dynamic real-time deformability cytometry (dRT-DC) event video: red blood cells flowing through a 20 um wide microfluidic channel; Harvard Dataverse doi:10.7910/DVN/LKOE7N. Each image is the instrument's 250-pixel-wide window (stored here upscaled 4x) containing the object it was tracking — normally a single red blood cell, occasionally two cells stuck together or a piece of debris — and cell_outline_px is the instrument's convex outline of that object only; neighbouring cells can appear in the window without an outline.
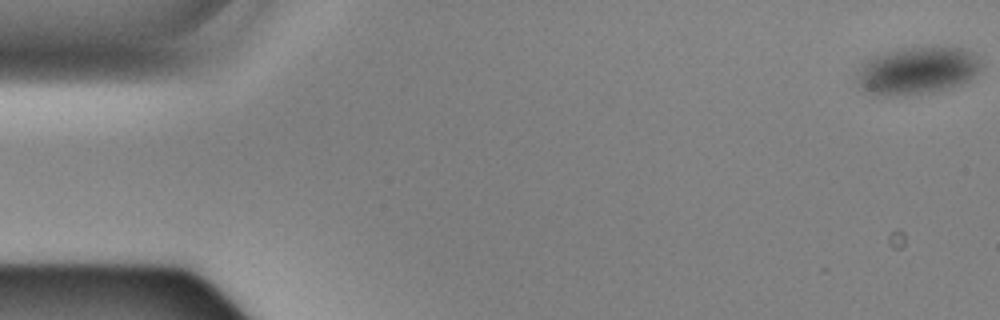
{"species": "Egyptian fruit bat (a non-hibernating species)", "species_latin": "Rousettus aegyptiacus", "temperature_condition": "cold", "stored_images_in_passage": 56, "camera_frame_rate_fps": 3000, "um_per_image_px": 0.085, "animal": {"sex": "male"}, "frame": {"image": 1, "passage_image": 1, "time_ms": 0.0, "image_size_px": [1000, 320], "cell_outline_px": [[980, 68], [968, 80], [956, 84], [940, 88], [916, 92], [868, 92], [860, 84], [860, 64], [864, 60], [884, 52], [904, 48], [964, 48], [976, 56], [980, 64]], "centroid_in_image_um": [77.98, 5.91], "position_along_channel_um": 7.0, "area_um2": 31.91}}
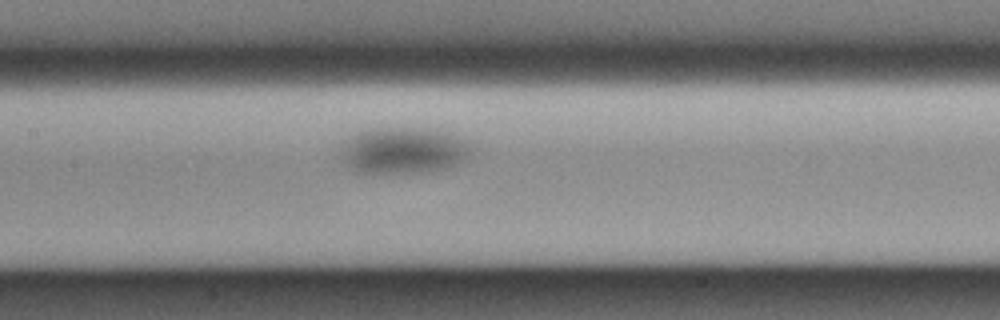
{"frame": {"image": 2, "passage_image": 27, "time_ms": 8.667, "image_size_px": [1000, 320], "cell_outline_px": [[468, 156], [456, 164], [444, 168], [424, 172], [356, 172], [348, 164], [340, 148], [340, 144], [356, 132], [368, 128], [436, 128], [448, 132], [468, 140]], "centroid_in_image_um": [34.28, 12.74], "position_along_channel_um": 173.1, "area_um2": 35.03}}
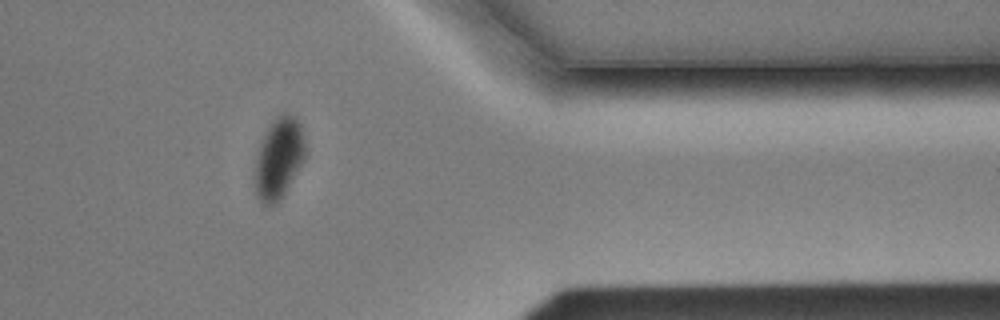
{"frame": {"image": 3, "passage_image": 47, "time_ms": 15.333, "image_size_px": [1000, 320], "cell_outline_px": [[304, 160], [284, 192], [272, 204], [260, 204], [256, 196], [256, 160], [264, 136], [272, 120], [276, 116], [292, 116], [300, 124], [304, 136]], "centroid_in_image_um": [23.7, 13.46], "position_along_channel_um": 387.7, "area_um2": 22.6}}